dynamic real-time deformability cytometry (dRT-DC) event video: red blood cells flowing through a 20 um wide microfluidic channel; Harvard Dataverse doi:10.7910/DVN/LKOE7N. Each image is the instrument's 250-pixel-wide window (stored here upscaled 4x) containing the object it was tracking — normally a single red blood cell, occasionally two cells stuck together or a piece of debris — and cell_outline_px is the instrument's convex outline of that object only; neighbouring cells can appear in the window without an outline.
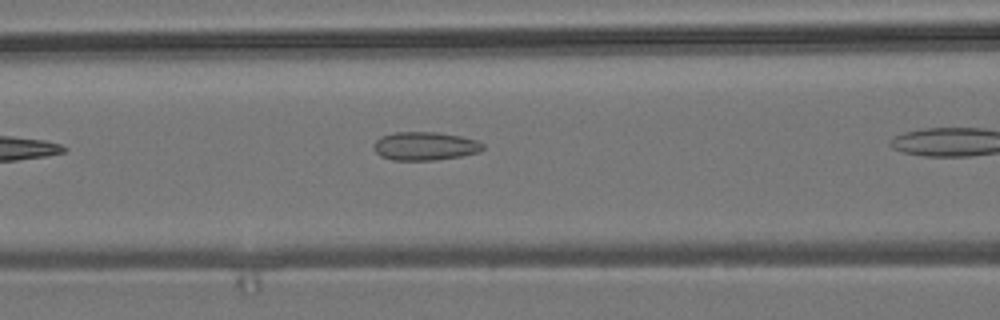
{"species": "common noctule bat (a hibernating species)", "species_latin": "Nyctalus noctula", "temperature_condition": "room temperature", "stored_images_in_passage": 6, "camera_frame_rate_fps": 3000, "um_per_image_px": 0.085, "animal": {"sex": "male", "body_mass_g": 19.2, "forearm_length_mm": 51.8}, "frame": {"image": 1, "passage_image": 5, "time_ms": 5.0, "image_size_px": [1000, 320], "cell_outline_px": [[484, 148], [476, 152], [460, 156], [436, 160], [392, 160], [380, 156], [376, 152], [372, 144], [380, 136], [392, 132], [436, 132], [460, 136], [476, 140], [484, 144]], "centroid_in_image_um": [36.07, 12.41], "position_along_channel_um": 130.5, "area_um2": 18.09}}